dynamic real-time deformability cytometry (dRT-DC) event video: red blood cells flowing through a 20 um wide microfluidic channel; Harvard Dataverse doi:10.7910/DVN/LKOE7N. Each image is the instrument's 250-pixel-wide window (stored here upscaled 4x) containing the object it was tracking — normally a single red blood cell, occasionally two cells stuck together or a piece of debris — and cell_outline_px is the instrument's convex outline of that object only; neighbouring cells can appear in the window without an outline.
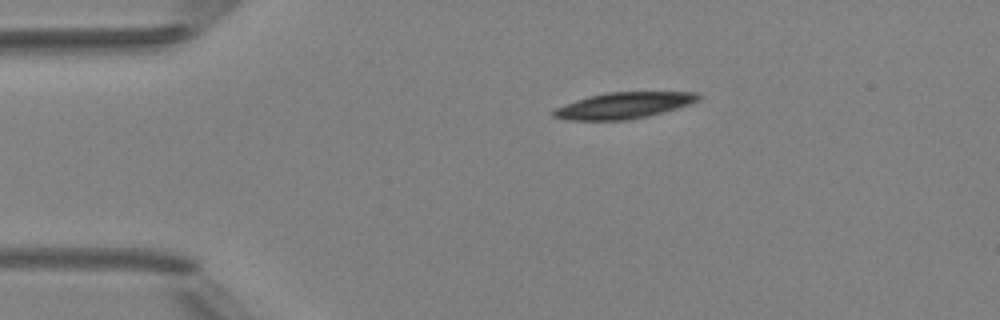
{"species": "Egyptian fruit bat (a non-hibernating species)", "species_latin": "Rousettus aegyptiacus", "temperature_condition": "room temperature", "stored_images_in_passage": 3, "camera_frame_rate_fps": 3000, "um_per_image_px": 0.085, "animal": {"sex": "female"}, "frame": {"image": 1, "passage_image": 1, "time_ms": 0.0, "image_size_px": [1000, 320], "cell_outline_px": [[700, 96], [696, 100], [688, 104], [676, 108], [628, 120], [568, 120], [552, 116], [548, 112], [556, 108], [576, 100], [608, 92], [700, 92]], "centroid_in_image_um": [52.95, 8.96], "position_along_channel_um": 32.1, "area_um2": 21.68}}
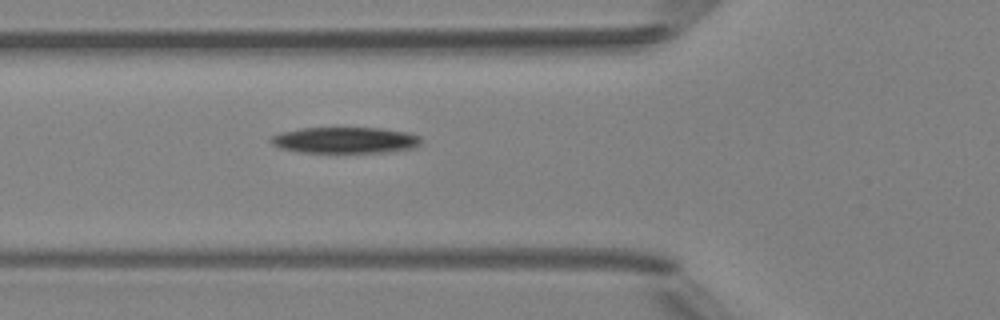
{"frame": {"image": 2, "passage_image": 3, "time_ms": 3.0, "image_size_px": [1000, 320], "cell_outline_px": [[420, 144], [412, 148], [384, 152], [300, 152], [280, 148], [272, 144], [268, 140], [272, 136], [280, 132], [300, 128], [380, 128], [408, 132], [420, 136]], "centroid_in_image_um": [29.3, 11.91], "position_along_channel_um": 96.5, "area_um2": 22.83}}